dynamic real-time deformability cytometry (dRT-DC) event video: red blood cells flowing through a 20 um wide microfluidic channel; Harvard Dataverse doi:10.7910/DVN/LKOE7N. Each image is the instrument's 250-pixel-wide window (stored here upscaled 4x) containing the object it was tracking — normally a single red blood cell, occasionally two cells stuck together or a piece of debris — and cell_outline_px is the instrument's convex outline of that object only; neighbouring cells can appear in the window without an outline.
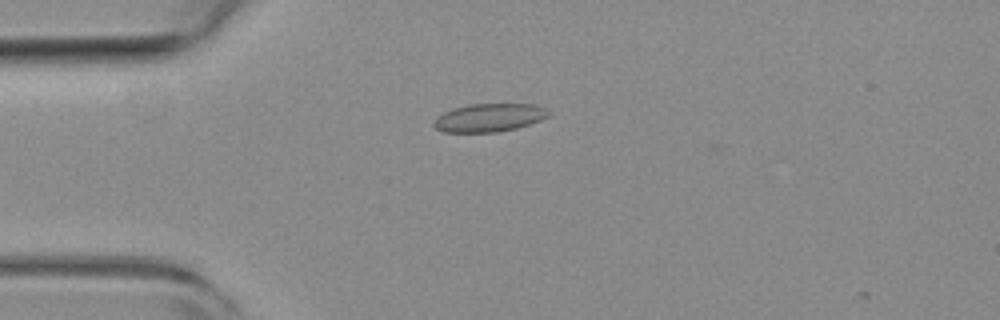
{"species": "common noctule bat (a hibernating species)", "species_latin": "Nyctalus noctula", "temperature_condition": "room temperature", "stored_images_in_passage": 7, "camera_frame_rate_fps": 3000, "um_per_image_px": 0.085, "animal": {"sex": "female", "body_mass_g": 19.3, "forearm_length_mm": 54.1}, "frame": {"image": 1, "passage_image": 5, "time_ms": 1.333, "image_size_px": [1000, 320], "cell_outline_px": [[548, 116], [540, 120], [516, 128], [496, 132], [444, 132], [436, 128], [432, 124], [444, 112], [452, 108], [468, 104], [536, 104], [548, 108]], "centroid_in_image_um": [41.59, 9.99], "position_along_channel_um": 43.4, "area_um2": 18.73}}